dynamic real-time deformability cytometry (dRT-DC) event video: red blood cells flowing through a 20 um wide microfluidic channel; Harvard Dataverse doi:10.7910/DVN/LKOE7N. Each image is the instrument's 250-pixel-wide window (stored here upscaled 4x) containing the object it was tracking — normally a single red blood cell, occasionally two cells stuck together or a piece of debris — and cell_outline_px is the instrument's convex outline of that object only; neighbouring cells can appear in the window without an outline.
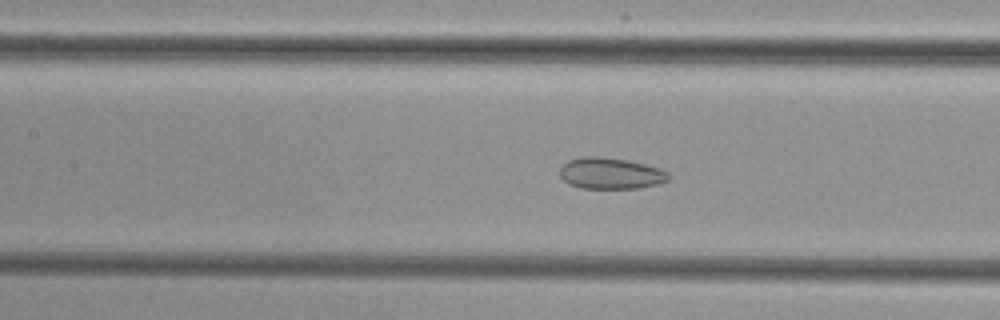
{"species": "common noctule bat (a hibernating species)", "species_latin": "Nyctalus noctula", "temperature_condition": "cold", "stored_images_in_passage": 49, "camera_frame_rate_fps": 3000, "um_per_image_px": 0.085, "animal": {"sex": "female", "body_mass_g": 29.2, "forearm_length_mm": 56.3}, "frame": {"image": 1, "passage_image": 25, "time_ms": 8.0, "image_size_px": [1000, 320], "cell_outline_px": [[668, 180], [656, 184], [640, 188], [580, 188], [568, 184], [560, 176], [560, 168], [568, 160], [580, 156], [600, 156], [628, 160], [660, 168], [668, 172]], "centroid_in_image_um": [51.87, 14.73], "position_along_channel_um": 155.5, "area_um2": 19.88}}
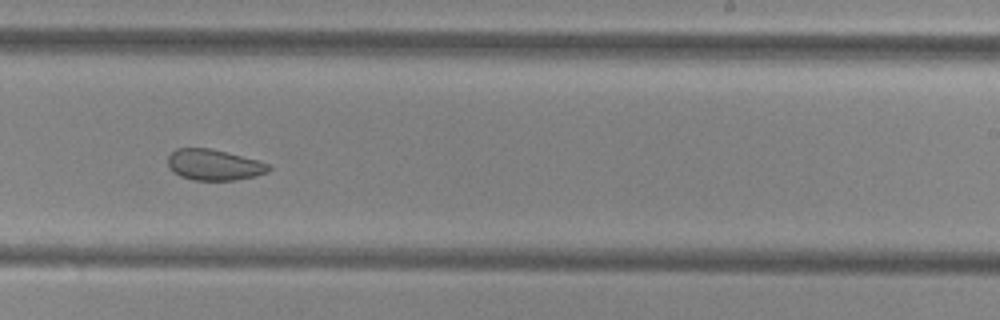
{"frame": {"image": 2, "passage_image": 34, "time_ms": 11.0, "image_size_px": [1000, 320], "cell_outline_px": [[272, 168], [268, 172], [256, 176], [236, 180], [196, 180], [180, 176], [172, 172], [168, 164], [168, 156], [176, 148], [208, 148], [272, 164]], "centroid_in_image_um": [18.2, 14.02], "position_along_channel_um": 270.8, "area_um2": 18.09}}
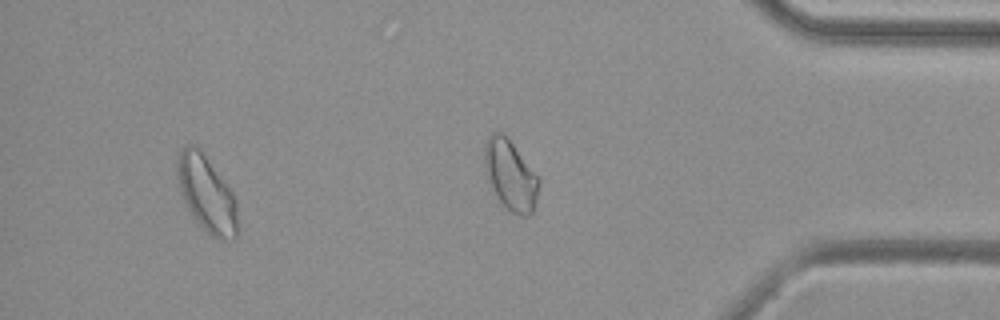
{"frame": {"image": 3, "passage_image": 45, "time_ms": 14.667, "image_size_px": [1000, 320], "cell_outline_px": [[240, 228], [236, 236], [232, 240], [216, 240], [192, 216], [180, 192], [176, 176], [176, 156], [188, 144], [196, 144], [200, 148], [232, 192], [236, 200]], "centroid_in_image_um": [17.58, 16.5], "position_along_channel_um": 417.6, "area_um2": 27.17}}